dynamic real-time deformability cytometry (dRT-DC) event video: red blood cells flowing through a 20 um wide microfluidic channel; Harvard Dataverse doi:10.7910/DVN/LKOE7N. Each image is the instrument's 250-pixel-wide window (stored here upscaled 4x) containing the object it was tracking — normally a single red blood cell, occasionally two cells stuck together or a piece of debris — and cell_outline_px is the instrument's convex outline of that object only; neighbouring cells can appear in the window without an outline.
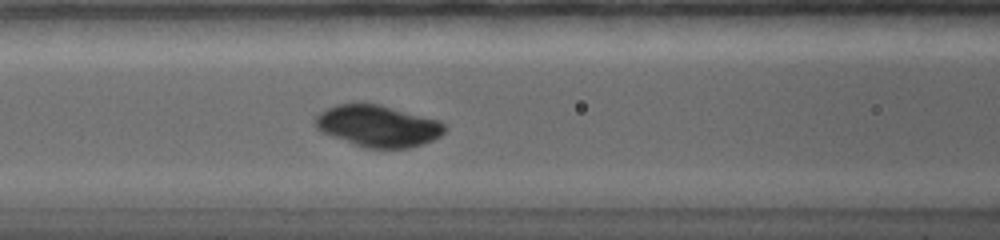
{"species": "common noctule bat (a hibernating species)", "species_latin": "Nyctalus noctula", "temperature_condition": "warm", "stored_images_in_passage": 48, "camera_frame_rate_fps": 5000, "um_per_image_px": 0.085, "animal": {"sex": "female", "body_mass_g": 19.0, "forearm_length_mm": 56.7}, "frame": {"image": 1, "passage_image": 23, "time_ms": 5.0, "image_size_px": [1000, 240], "cell_outline_px": [[444, 132], [440, 136], [424, 144], [408, 148], [364, 148], [352, 144], [320, 132], [312, 124], [316, 116], [332, 108], [344, 104], [372, 104], [440, 120], [444, 124]], "centroid_in_image_um": [32.11, 10.75], "position_along_channel_um": 134.5, "area_um2": 30.75}}
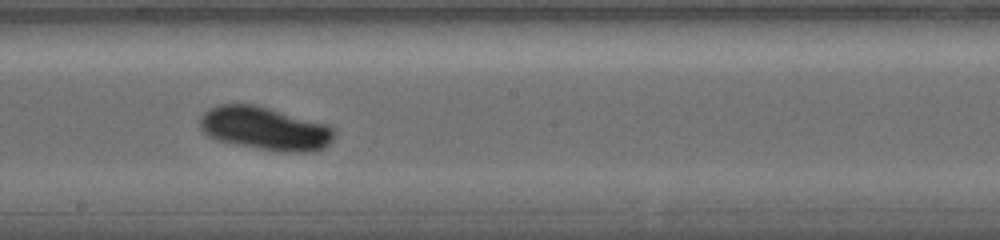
{"frame": {"image": 2, "passage_image": 31, "time_ms": 7.4, "image_size_px": [1000, 240], "cell_outline_px": [[336, 136], [332, 144], [328, 148], [316, 152], [280, 152], [256, 148], [212, 140], [200, 128], [200, 116], [204, 112], [212, 108], [224, 104], [252, 104], [324, 124], [336, 128]], "centroid_in_image_um": [22.57, 10.97], "position_along_channel_um": 225.6, "area_um2": 34.1}}
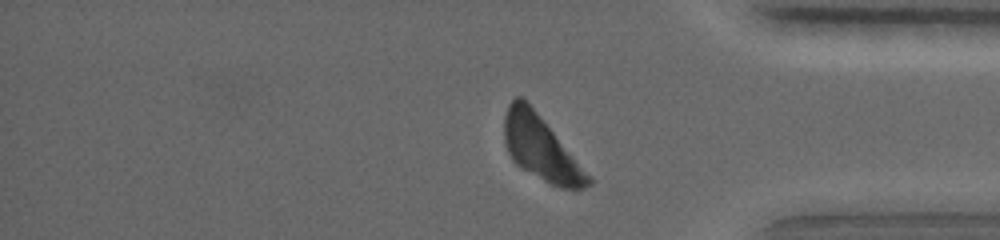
{"frame": {"image": 3, "passage_image": 46, "time_ms": 12.0, "image_size_px": [1000, 240], "cell_outline_px": [[592, 184], [584, 188], [560, 188], [544, 180], [516, 164], [512, 160], [508, 152], [504, 140], [504, 116], [508, 104], [516, 96], [520, 96], [540, 116], [592, 176]], "centroid_in_image_um": [45.98, 12.6], "position_along_channel_um": 389.2, "area_um2": 30.92}}